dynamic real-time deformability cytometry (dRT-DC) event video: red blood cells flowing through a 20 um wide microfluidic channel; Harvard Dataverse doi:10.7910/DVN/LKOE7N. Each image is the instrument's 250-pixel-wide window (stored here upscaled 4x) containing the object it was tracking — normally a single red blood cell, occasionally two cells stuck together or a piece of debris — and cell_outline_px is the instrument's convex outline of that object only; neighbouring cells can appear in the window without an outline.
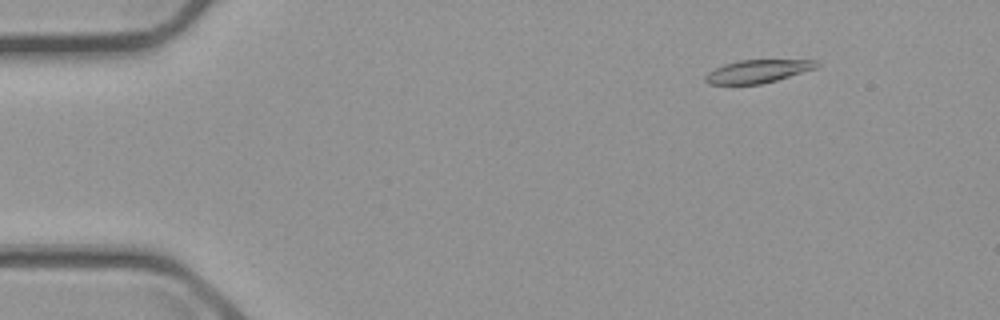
{"species": "common noctule bat (a hibernating species)", "species_latin": "Nyctalus noctula", "temperature_condition": "cold", "stored_images_in_passage": 56, "camera_frame_rate_fps": 3000, "um_per_image_px": 0.085, "animal": {"sex": "male", "body_mass_g": 23.1, "forearm_length_mm": 52.7}, "frame": {"image": 1, "passage_image": 7, "time_ms": 2.0, "image_size_px": [1000, 320], "cell_outline_px": [[820, 64], [816, 68], [776, 80], [760, 84], [708, 84], [704, 80], [704, 76], [708, 72], [724, 64], [740, 60], [816, 60]], "centroid_in_image_um": [64.39, 6.06], "position_along_channel_um": 20.6, "area_um2": 14.8}}
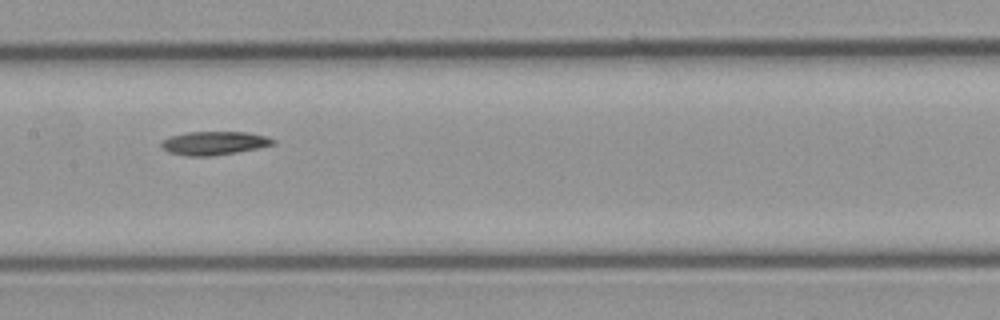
{"frame": {"image": 2, "passage_image": 28, "time_ms": 9.0, "image_size_px": [1000, 320], "cell_outline_px": [[276, 144], [236, 152], [212, 156], [188, 156], [168, 152], [160, 144], [160, 140], [168, 136], [188, 132], [244, 132], [268, 136], [276, 140]], "centroid_in_image_um": [18.18, 12.16], "position_along_channel_um": 189.2, "area_um2": 15.37}}
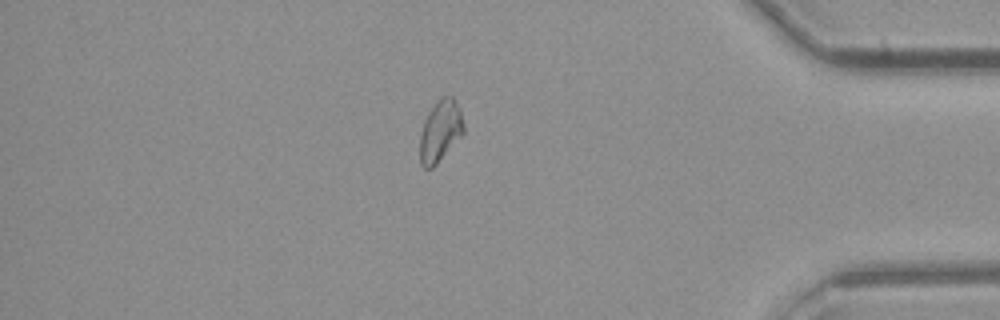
{"frame": {"image": 3, "passage_image": 48, "time_ms": 15.667, "image_size_px": [1000, 320], "cell_outline_px": [[464, 132], [436, 164], [432, 168], [424, 168], [420, 164], [420, 132], [424, 120], [428, 112], [440, 96], [452, 96], [456, 100], [460, 108], [464, 124]], "centroid_in_image_um": [37.42, 11.1], "position_along_channel_um": 397.8, "area_um2": 15.72}, "authors_computed_cell_mechanics": {"area_um2": 15.6349, "velocity_mm_per_s": 3.6719, "shape_relaxation_time_tau1_ms": null, "shape_relaxation_time_tau2_ms": 6.5833, "deformation_change_tau1": null, "deformation_change_tau2": 0.1237}}